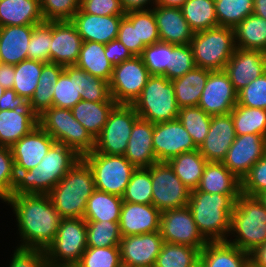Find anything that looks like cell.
I'll list each match as a JSON object with an SVG mask.
<instances>
[{"label": "cell", "instance_id": "obj_1", "mask_svg": "<svg viewBox=\"0 0 266 267\" xmlns=\"http://www.w3.org/2000/svg\"><path fill=\"white\" fill-rule=\"evenodd\" d=\"M13 207L19 235V247L46 250L53 242L62 217L49 195H11L6 201Z\"/></svg>", "mask_w": 266, "mask_h": 267}, {"label": "cell", "instance_id": "obj_2", "mask_svg": "<svg viewBox=\"0 0 266 267\" xmlns=\"http://www.w3.org/2000/svg\"><path fill=\"white\" fill-rule=\"evenodd\" d=\"M79 159L81 156L72 148L55 143L37 166L27 171H15L12 195H48Z\"/></svg>", "mask_w": 266, "mask_h": 267}, {"label": "cell", "instance_id": "obj_3", "mask_svg": "<svg viewBox=\"0 0 266 267\" xmlns=\"http://www.w3.org/2000/svg\"><path fill=\"white\" fill-rule=\"evenodd\" d=\"M236 200L231 195L191 190L188 207L208 242L226 241ZM227 234V236H226Z\"/></svg>", "mask_w": 266, "mask_h": 267}, {"label": "cell", "instance_id": "obj_4", "mask_svg": "<svg viewBox=\"0 0 266 267\" xmlns=\"http://www.w3.org/2000/svg\"><path fill=\"white\" fill-rule=\"evenodd\" d=\"M95 190L93 173L81 158L48 195L62 218H83L87 200Z\"/></svg>", "mask_w": 266, "mask_h": 267}, {"label": "cell", "instance_id": "obj_5", "mask_svg": "<svg viewBox=\"0 0 266 267\" xmlns=\"http://www.w3.org/2000/svg\"><path fill=\"white\" fill-rule=\"evenodd\" d=\"M230 233H237L236 238L226 242L247 253L266 243V208L257 196L239 194L231 214Z\"/></svg>", "mask_w": 266, "mask_h": 267}, {"label": "cell", "instance_id": "obj_6", "mask_svg": "<svg viewBox=\"0 0 266 267\" xmlns=\"http://www.w3.org/2000/svg\"><path fill=\"white\" fill-rule=\"evenodd\" d=\"M132 106L140 118L153 124L178 119L180 109L172 81L159 75L149 77Z\"/></svg>", "mask_w": 266, "mask_h": 267}, {"label": "cell", "instance_id": "obj_7", "mask_svg": "<svg viewBox=\"0 0 266 267\" xmlns=\"http://www.w3.org/2000/svg\"><path fill=\"white\" fill-rule=\"evenodd\" d=\"M38 124L56 143L72 148L81 157L94 150L95 139L74 118L71 109L52 106L38 116Z\"/></svg>", "mask_w": 266, "mask_h": 267}, {"label": "cell", "instance_id": "obj_8", "mask_svg": "<svg viewBox=\"0 0 266 267\" xmlns=\"http://www.w3.org/2000/svg\"><path fill=\"white\" fill-rule=\"evenodd\" d=\"M190 45L196 67L224 70L236 49L234 30L216 26L195 32Z\"/></svg>", "mask_w": 266, "mask_h": 267}, {"label": "cell", "instance_id": "obj_9", "mask_svg": "<svg viewBox=\"0 0 266 267\" xmlns=\"http://www.w3.org/2000/svg\"><path fill=\"white\" fill-rule=\"evenodd\" d=\"M83 218H62L53 242L45 250L51 267L76 266L87 248Z\"/></svg>", "mask_w": 266, "mask_h": 267}, {"label": "cell", "instance_id": "obj_10", "mask_svg": "<svg viewBox=\"0 0 266 267\" xmlns=\"http://www.w3.org/2000/svg\"><path fill=\"white\" fill-rule=\"evenodd\" d=\"M90 167L97 190L122 197L136 167L124 155L93 150L81 157Z\"/></svg>", "mask_w": 266, "mask_h": 267}, {"label": "cell", "instance_id": "obj_11", "mask_svg": "<svg viewBox=\"0 0 266 267\" xmlns=\"http://www.w3.org/2000/svg\"><path fill=\"white\" fill-rule=\"evenodd\" d=\"M139 118L132 105L117 104L95 139L94 150L108 155H124L134 122Z\"/></svg>", "mask_w": 266, "mask_h": 267}, {"label": "cell", "instance_id": "obj_12", "mask_svg": "<svg viewBox=\"0 0 266 267\" xmlns=\"http://www.w3.org/2000/svg\"><path fill=\"white\" fill-rule=\"evenodd\" d=\"M152 204L160 211L188 206L191 190L182 183L168 162H156L149 168Z\"/></svg>", "mask_w": 266, "mask_h": 267}, {"label": "cell", "instance_id": "obj_13", "mask_svg": "<svg viewBox=\"0 0 266 267\" xmlns=\"http://www.w3.org/2000/svg\"><path fill=\"white\" fill-rule=\"evenodd\" d=\"M150 76L140 56L125 60L113 68L109 81L110 96L117 104L132 105Z\"/></svg>", "mask_w": 266, "mask_h": 267}, {"label": "cell", "instance_id": "obj_14", "mask_svg": "<svg viewBox=\"0 0 266 267\" xmlns=\"http://www.w3.org/2000/svg\"><path fill=\"white\" fill-rule=\"evenodd\" d=\"M159 231L166 243L187 245L199 251L208 243L199 232L188 206L161 212Z\"/></svg>", "mask_w": 266, "mask_h": 267}, {"label": "cell", "instance_id": "obj_15", "mask_svg": "<svg viewBox=\"0 0 266 267\" xmlns=\"http://www.w3.org/2000/svg\"><path fill=\"white\" fill-rule=\"evenodd\" d=\"M153 149L157 161L170 159L198 148L179 119L154 124Z\"/></svg>", "mask_w": 266, "mask_h": 267}, {"label": "cell", "instance_id": "obj_16", "mask_svg": "<svg viewBox=\"0 0 266 267\" xmlns=\"http://www.w3.org/2000/svg\"><path fill=\"white\" fill-rule=\"evenodd\" d=\"M265 154V136L244 134L235 137L222 163L242 181L251 167Z\"/></svg>", "mask_w": 266, "mask_h": 267}, {"label": "cell", "instance_id": "obj_17", "mask_svg": "<svg viewBox=\"0 0 266 267\" xmlns=\"http://www.w3.org/2000/svg\"><path fill=\"white\" fill-rule=\"evenodd\" d=\"M238 101V92L224 70L210 71L198 107L210 115L227 114Z\"/></svg>", "mask_w": 266, "mask_h": 267}, {"label": "cell", "instance_id": "obj_18", "mask_svg": "<svg viewBox=\"0 0 266 267\" xmlns=\"http://www.w3.org/2000/svg\"><path fill=\"white\" fill-rule=\"evenodd\" d=\"M163 243L160 231L122 237L119 245L122 267H154Z\"/></svg>", "mask_w": 266, "mask_h": 267}, {"label": "cell", "instance_id": "obj_19", "mask_svg": "<svg viewBox=\"0 0 266 267\" xmlns=\"http://www.w3.org/2000/svg\"><path fill=\"white\" fill-rule=\"evenodd\" d=\"M56 143L40 125L14 143L10 149L15 171H27L37 166Z\"/></svg>", "mask_w": 266, "mask_h": 267}, {"label": "cell", "instance_id": "obj_20", "mask_svg": "<svg viewBox=\"0 0 266 267\" xmlns=\"http://www.w3.org/2000/svg\"><path fill=\"white\" fill-rule=\"evenodd\" d=\"M224 71L235 90L239 92L252 80L259 78L266 72V53L258 50L236 48Z\"/></svg>", "mask_w": 266, "mask_h": 267}, {"label": "cell", "instance_id": "obj_21", "mask_svg": "<svg viewBox=\"0 0 266 267\" xmlns=\"http://www.w3.org/2000/svg\"><path fill=\"white\" fill-rule=\"evenodd\" d=\"M83 39L71 20L52 21L50 62L63 67L76 65Z\"/></svg>", "mask_w": 266, "mask_h": 267}, {"label": "cell", "instance_id": "obj_22", "mask_svg": "<svg viewBox=\"0 0 266 267\" xmlns=\"http://www.w3.org/2000/svg\"><path fill=\"white\" fill-rule=\"evenodd\" d=\"M236 136L231 112L212 115L209 132L198 150L208 162H222Z\"/></svg>", "mask_w": 266, "mask_h": 267}, {"label": "cell", "instance_id": "obj_23", "mask_svg": "<svg viewBox=\"0 0 266 267\" xmlns=\"http://www.w3.org/2000/svg\"><path fill=\"white\" fill-rule=\"evenodd\" d=\"M161 212L153 204H137L123 201L120 214L122 237L141 235L160 230Z\"/></svg>", "mask_w": 266, "mask_h": 267}, {"label": "cell", "instance_id": "obj_24", "mask_svg": "<svg viewBox=\"0 0 266 267\" xmlns=\"http://www.w3.org/2000/svg\"><path fill=\"white\" fill-rule=\"evenodd\" d=\"M124 15L101 16L79 9L71 19L83 41L107 44L117 39L119 24Z\"/></svg>", "mask_w": 266, "mask_h": 267}, {"label": "cell", "instance_id": "obj_25", "mask_svg": "<svg viewBox=\"0 0 266 267\" xmlns=\"http://www.w3.org/2000/svg\"><path fill=\"white\" fill-rule=\"evenodd\" d=\"M152 10L159 31L160 41L174 45L191 43L194 31L184 18L181 8L156 5Z\"/></svg>", "mask_w": 266, "mask_h": 267}, {"label": "cell", "instance_id": "obj_26", "mask_svg": "<svg viewBox=\"0 0 266 267\" xmlns=\"http://www.w3.org/2000/svg\"><path fill=\"white\" fill-rule=\"evenodd\" d=\"M154 124L138 118L132 127L124 156L136 168H149L158 162L153 149Z\"/></svg>", "mask_w": 266, "mask_h": 267}, {"label": "cell", "instance_id": "obj_27", "mask_svg": "<svg viewBox=\"0 0 266 267\" xmlns=\"http://www.w3.org/2000/svg\"><path fill=\"white\" fill-rule=\"evenodd\" d=\"M33 25L0 27V58L2 63L16 65L28 59V45Z\"/></svg>", "mask_w": 266, "mask_h": 267}, {"label": "cell", "instance_id": "obj_28", "mask_svg": "<svg viewBox=\"0 0 266 267\" xmlns=\"http://www.w3.org/2000/svg\"><path fill=\"white\" fill-rule=\"evenodd\" d=\"M38 125L31 109L0 110V146L11 147Z\"/></svg>", "mask_w": 266, "mask_h": 267}, {"label": "cell", "instance_id": "obj_29", "mask_svg": "<svg viewBox=\"0 0 266 267\" xmlns=\"http://www.w3.org/2000/svg\"><path fill=\"white\" fill-rule=\"evenodd\" d=\"M198 191L231 195L235 200L241 193V180L238 179L222 162H207Z\"/></svg>", "mask_w": 266, "mask_h": 267}, {"label": "cell", "instance_id": "obj_30", "mask_svg": "<svg viewBox=\"0 0 266 267\" xmlns=\"http://www.w3.org/2000/svg\"><path fill=\"white\" fill-rule=\"evenodd\" d=\"M86 86V72L76 65L65 66L53 94V106L71 109L82 100L81 92Z\"/></svg>", "mask_w": 266, "mask_h": 267}, {"label": "cell", "instance_id": "obj_31", "mask_svg": "<svg viewBox=\"0 0 266 267\" xmlns=\"http://www.w3.org/2000/svg\"><path fill=\"white\" fill-rule=\"evenodd\" d=\"M202 267H249V253L226 241L208 242L200 251Z\"/></svg>", "mask_w": 266, "mask_h": 267}, {"label": "cell", "instance_id": "obj_32", "mask_svg": "<svg viewBox=\"0 0 266 267\" xmlns=\"http://www.w3.org/2000/svg\"><path fill=\"white\" fill-rule=\"evenodd\" d=\"M40 0H0V27L44 22Z\"/></svg>", "mask_w": 266, "mask_h": 267}, {"label": "cell", "instance_id": "obj_33", "mask_svg": "<svg viewBox=\"0 0 266 267\" xmlns=\"http://www.w3.org/2000/svg\"><path fill=\"white\" fill-rule=\"evenodd\" d=\"M210 71L195 67L184 76L172 80L179 108L198 106Z\"/></svg>", "mask_w": 266, "mask_h": 267}, {"label": "cell", "instance_id": "obj_34", "mask_svg": "<svg viewBox=\"0 0 266 267\" xmlns=\"http://www.w3.org/2000/svg\"><path fill=\"white\" fill-rule=\"evenodd\" d=\"M116 105L115 101L90 102L81 100L71 108V111L74 118L96 139Z\"/></svg>", "mask_w": 266, "mask_h": 267}, {"label": "cell", "instance_id": "obj_35", "mask_svg": "<svg viewBox=\"0 0 266 267\" xmlns=\"http://www.w3.org/2000/svg\"><path fill=\"white\" fill-rule=\"evenodd\" d=\"M76 66L109 83L114 66L105 56V44L83 41Z\"/></svg>", "mask_w": 266, "mask_h": 267}, {"label": "cell", "instance_id": "obj_36", "mask_svg": "<svg viewBox=\"0 0 266 267\" xmlns=\"http://www.w3.org/2000/svg\"><path fill=\"white\" fill-rule=\"evenodd\" d=\"M64 67L55 63H45L32 98L28 101L29 107L37 115L53 106L55 85Z\"/></svg>", "mask_w": 266, "mask_h": 267}, {"label": "cell", "instance_id": "obj_37", "mask_svg": "<svg viewBox=\"0 0 266 267\" xmlns=\"http://www.w3.org/2000/svg\"><path fill=\"white\" fill-rule=\"evenodd\" d=\"M122 204V197L96 189L87 200L83 219L119 222Z\"/></svg>", "mask_w": 266, "mask_h": 267}, {"label": "cell", "instance_id": "obj_38", "mask_svg": "<svg viewBox=\"0 0 266 267\" xmlns=\"http://www.w3.org/2000/svg\"><path fill=\"white\" fill-rule=\"evenodd\" d=\"M233 30L236 48L266 53V19L251 14Z\"/></svg>", "mask_w": 266, "mask_h": 267}, {"label": "cell", "instance_id": "obj_39", "mask_svg": "<svg viewBox=\"0 0 266 267\" xmlns=\"http://www.w3.org/2000/svg\"><path fill=\"white\" fill-rule=\"evenodd\" d=\"M207 162L198 149L182 153L168 161L174 173L190 190L199 186Z\"/></svg>", "mask_w": 266, "mask_h": 267}, {"label": "cell", "instance_id": "obj_40", "mask_svg": "<svg viewBox=\"0 0 266 267\" xmlns=\"http://www.w3.org/2000/svg\"><path fill=\"white\" fill-rule=\"evenodd\" d=\"M181 10L194 33L218 26L215 0H187Z\"/></svg>", "mask_w": 266, "mask_h": 267}, {"label": "cell", "instance_id": "obj_41", "mask_svg": "<svg viewBox=\"0 0 266 267\" xmlns=\"http://www.w3.org/2000/svg\"><path fill=\"white\" fill-rule=\"evenodd\" d=\"M231 116L237 136L259 134L266 137V109L244 107L237 103Z\"/></svg>", "mask_w": 266, "mask_h": 267}, {"label": "cell", "instance_id": "obj_42", "mask_svg": "<svg viewBox=\"0 0 266 267\" xmlns=\"http://www.w3.org/2000/svg\"><path fill=\"white\" fill-rule=\"evenodd\" d=\"M199 256L196 248L164 242L154 267H195Z\"/></svg>", "mask_w": 266, "mask_h": 267}, {"label": "cell", "instance_id": "obj_43", "mask_svg": "<svg viewBox=\"0 0 266 267\" xmlns=\"http://www.w3.org/2000/svg\"><path fill=\"white\" fill-rule=\"evenodd\" d=\"M44 64L45 62L26 59L15 65L12 89L17 92L18 96L24 97L27 101L32 98Z\"/></svg>", "mask_w": 266, "mask_h": 267}, {"label": "cell", "instance_id": "obj_44", "mask_svg": "<svg viewBox=\"0 0 266 267\" xmlns=\"http://www.w3.org/2000/svg\"><path fill=\"white\" fill-rule=\"evenodd\" d=\"M212 115L200 107H182L178 119L188 131L197 148L204 142L210 128Z\"/></svg>", "mask_w": 266, "mask_h": 267}, {"label": "cell", "instance_id": "obj_45", "mask_svg": "<svg viewBox=\"0 0 266 267\" xmlns=\"http://www.w3.org/2000/svg\"><path fill=\"white\" fill-rule=\"evenodd\" d=\"M215 13L218 26L234 29L253 14V0H215Z\"/></svg>", "mask_w": 266, "mask_h": 267}, {"label": "cell", "instance_id": "obj_46", "mask_svg": "<svg viewBox=\"0 0 266 267\" xmlns=\"http://www.w3.org/2000/svg\"><path fill=\"white\" fill-rule=\"evenodd\" d=\"M87 247L119 246L122 239L119 222L86 221Z\"/></svg>", "mask_w": 266, "mask_h": 267}, {"label": "cell", "instance_id": "obj_47", "mask_svg": "<svg viewBox=\"0 0 266 267\" xmlns=\"http://www.w3.org/2000/svg\"><path fill=\"white\" fill-rule=\"evenodd\" d=\"M122 200L137 204H152V181L148 168L135 169Z\"/></svg>", "mask_w": 266, "mask_h": 267}, {"label": "cell", "instance_id": "obj_48", "mask_svg": "<svg viewBox=\"0 0 266 267\" xmlns=\"http://www.w3.org/2000/svg\"><path fill=\"white\" fill-rule=\"evenodd\" d=\"M132 24L136 26L137 43L149 46L160 41L154 12L150 8L146 10L130 11L124 15Z\"/></svg>", "mask_w": 266, "mask_h": 267}, {"label": "cell", "instance_id": "obj_49", "mask_svg": "<svg viewBox=\"0 0 266 267\" xmlns=\"http://www.w3.org/2000/svg\"><path fill=\"white\" fill-rule=\"evenodd\" d=\"M51 41L52 21L33 25L32 36L27 48L28 59L49 63Z\"/></svg>", "mask_w": 266, "mask_h": 267}, {"label": "cell", "instance_id": "obj_50", "mask_svg": "<svg viewBox=\"0 0 266 267\" xmlns=\"http://www.w3.org/2000/svg\"><path fill=\"white\" fill-rule=\"evenodd\" d=\"M196 67L190 44L174 45L169 43V68L163 76L169 80L184 76Z\"/></svg>", "mask_w": 266, "mask_h": 267}, {"label": "cell", "instance_id": "obj_51", "mask_svg": "<svg viewBox=\"0 0 266 267\" xmlns=\"http://www.w3.org/2000/svg\"><path fill=\"white\" fill-rule=\"evenodd\" d=\"M77 267H122L120 247H87Z\"/></svg>", "mask_w": 266, "mask_h": 267}, {"label": "cell", "instance_id": "obj_52", "mask_svg": "<svg viewBox=\"0 0 266 267\" xmlns=\"http://www.w3.org/2000/svg\"><path fill=\"white\" fill-rule=\"evenodd\" d=\"M140 57L151 75L163 76L169 68V43L158 41L146 46Z\"/></svg>", "mask_w": 266, "mask_h": 267}, {"label": "cell", "instance_id": "obj_53", "mask_svg": "<svg viewBox=\"0 0 266 267\" xmlns=\"http://www.w3.org/2000/svg\"><path fill=\"white\" fill-rule=\"evenodd\" d=\"M45 21L71 20L80 9V0H40Z\"/></svg>", "mask_w": 266, "mask_h": 267}, {"label": "cell", "instance_id": "obj_54", "mask_svg": "<svg viewBox=\"0 0 266 267\" xmlns=\"http://www.w3.org/2000/svg\"><path fill=\"white\" fill-rule=\"evenodd\" d=\"M239 105L266 109V72L238 92Z\"/></svg>", "mask_w": 266, "mask_h": 267}, {"label": "cell", "instance_id": "obj_55", "mask_svg": "<svg viewBox=\"0 0 266 267\" xmlns=\"http://www.w3.org/2000/svg\"><path fill=\"white\" fill-rule=\"evenodd\" d=\"M16 172L10 147L0 146V199L6 202L12 195Z\"/></svg>", "mask_w": 266, "mask_h": 267}, {"label": "cell", "instance_id": "obj_56", "mask_svg": "<svg viewBox=\"0 0 266 267\" xmlns=\"http://www.w3.org/2000/svg\"><path fill=\"white\" fill-rule=\"evenodd\" d=\"M266 191V154L258 160L241 181V192L258 196Z\"/></svg>", "mask_w": 266, "mask_h": 267}, {"label": "cell", "instance_id": "obj_57", "mask_svg": "<svg viewBox=\"0 0 266 267\" xmlns=\"http://www.w3.org/2000/svg\"><path fill=\"white\" fill-rule=\"evenodd\" d=\"M8 267H51V265L44 250L17 247Z\"/></svg>", "mask_w": 266, "mask_h": 267}, {"label": "cell", "instance_id": "obj_58", "mask_svg": "<svg viewBox=\"0 0 266 267\" xmlns=\"http://www.w3.org/2000/svg\"><path fill=\"white\" fill-rule=\"evenodd\" d=\"M83 101H114L110 96L109 83L86 72V86L81 92Z\"/></svg>", "mask_w": 266, "mask_h": 267}, {"label": "cell", "instance_id": "obj_59", "mask_svg": "<svg viewBox=\"0 0 266 267\" xmlns=\"http://www.w3.org/2000/svg\"><path fill=\"white\" fill-rule=\"evenodd\" d=\"M80 9L101 16L125 15L121 0H80Z\"/></svg>", "mask_w": 266, "mask_h": 267}, {"label": "cell", "instance_id": "obj_60", "mask_svg": "<svg viewBox=\"0 0 266 267\" xmlns=\"http://www.w3.org/2000/svg\"><path fill=\"white\" fill-rule=\"evenodd\" d=\"M117 39L131 51L134 56H140L146 47L143 43H137L136 26L124 16L119 24Z\"/></svg>", "mask_w": 266, "mask_h": 267}, {"label": "cell", "instance_id": "obj_61", "mask_svg": "<svg viewBox=\"0 0 266 267\" xmlns=\"http://www.w3.org/2000/svg\"><path fill=\"white\" fill-rule=\"evenodd\" d=\"M105 56L113 66L119 65L123 61L134 57L131 51L128 50L118 39H114L105 44Z\"/></svg>", "mask_w": 266, "mask_h": 267}, {"label": "cell", "instance_id": "obj_62", "mask_svg": "<svg viewBox=\"0 0 266 267\" xmlns=\"http://www.w3.org/2000/svg\"><path fill=\"white\" fill-rule=\"evenodd\" d=\"M31 109L28 101L14 89H6L0 98V110Z\"/></svg>", "mask_w": 266, "mask_h": 267}, {"label": "cell", "instance_id": "obj_63", "mask_svg": "<svg viewBox=\"0 0 266 267\" xmlns=\"http://www.w3.org/2000/svg\"><path fill=\"white\" fill-rule=\"evenodd\" d=\"M15 65H0V85L5 89H12L14 84Z\"/></svg>", "mask_w": 266, "mask_h": 267}, {"label": "cell", "instance_id": "obj_64", "mask_svg": "<svg viewBox=\"0 0 266 267\" xmlns=\"http://www.w3.org/2000/svg\"><path fill=\"white\" fill-rule=\"evenodd\" d=\"M249 267H266V243L249 253Z\"/></svg>", "mask_w": 266, "mask_h": 267}, {"label": "cell", "instance_id": "obj_65", "mask_svg": "<svg viewBox=\"0 0 266 267\" xmlns=\"http://www.w3.org/2000/svg\"><path fill=\"white\" fill-rule=\"evenodd\" d=\"M152 1V2H151ZM156 1L157 0H121V4L123 6V9L125 12H130V11H139V10H146L145 5H147L150 2L151 4H155L156 6Z\"/></svg>", "mask_w": 266, "mask_h": 267}, {"label": "cell", "instance_id": "obj_66", "mask_svg": "<svg viewBox=\"0 0 266 267\" xmlns=\"http://www.w3.org/2000/svg\"><path fill=\"white\" fill-rule=\"evenodd\" d=\"M253 14L266 19V0H253Z\"/></svg>", "mask_w": 266, "mask_h": 267}, {"label": "cell", "instance_id": "obj_67", "mask_svg": "<svg viewBox=\"0 0 266 267\" xmlns=\"http://www.w3.org/2000/svg\"><path fill=\"white\" fill-rule=\"evenodd\" d=\"M187 0H157L156 5L164 7L181 8Z\"/></svg>", "mask_w": 266, "mask_h": 267}, {"label": "cell", "instance_id": "obj_68", "mask_svg": "<svg viewBox=\"0 0 266 267\" xmlns=\"http://www.w3.org/2000/svg\"><path fill=\"white\" fill-rule=\"evenodd\" d=\"M261 202L263 203L264 207L266 208V191L262 192L257 196Z\"/></svg>", "mask_w": 266, "mask_h": 267}, {"label": "cell", "instance_id": "obj_69", "mask_svg": "<svg viewBox=\"0 0 266 267\" xmlns=\"http://www.w3.org/2000/svg\"><path fill=\"white\" fill-rule=\"evenodd\" d=\"M5 90L6 89L0 85V98L4 94Z\"/></svg>", "mask_w": 266, "mask_h": 267}, {"label": "cell", "instance_id": "obj_70", "mask_svg": "<svg viewBox=\"0 0 266 267\" xmlns=\"http://www.w3.org/2000/svg\"><path fill=\"white\" fill-rule=\"evenodd\" d=\"M195 267H202L200 263H198Z\"/></svg>", "mask_w": 266, "mask_h": 267}]
</instances>
